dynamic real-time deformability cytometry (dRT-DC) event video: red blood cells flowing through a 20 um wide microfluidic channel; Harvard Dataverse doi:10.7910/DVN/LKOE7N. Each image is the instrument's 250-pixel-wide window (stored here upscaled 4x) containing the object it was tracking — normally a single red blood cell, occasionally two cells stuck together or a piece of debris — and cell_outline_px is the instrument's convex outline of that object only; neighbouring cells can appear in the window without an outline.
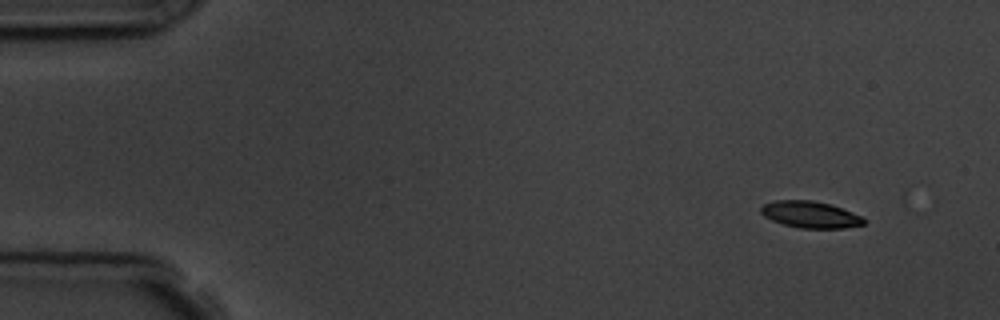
{"species": "common noctule bat (a hibernating species)", "species_latin": "Nyctalus noctula", "temperature_condition": "room temperature", "stored_images_in_passage": 5, "camera_frame_rate_fps": 3000, "um_per_image_px": 0.085, "animal": {"sex": "male", "body_mass_g": 19.5, "forearm_length_mm": 54.6}, "frame": {"image": 1, "passage_image": 1, "time_ms": 0.0, "image_size_px": [1000, 320], "cell_outline_px": [[864, 224], [844, 228], [800, 228], [784, 224], [772, 220], [764, 216], [760, 212], [760, 208], [764, 204], [776, 200], [812, 200], [832, 204], [852, 212], [860, 216], [864, 220]], "centroid_in_image_um": [68.86, 18.23], "position_along_channel_um": 16.1, "area_um2": 15.9}}
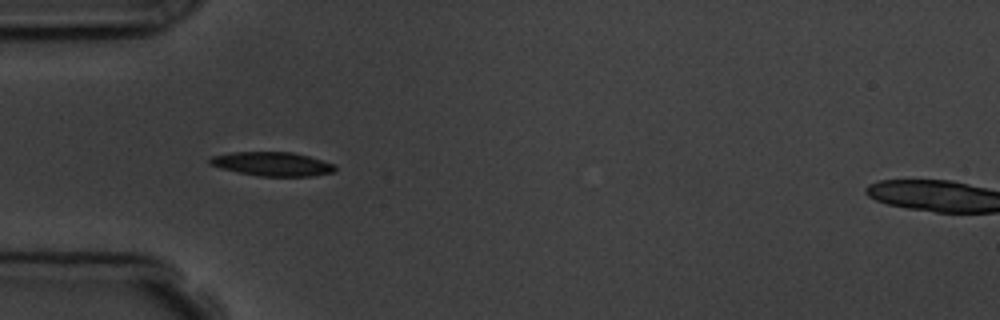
{"frame": {"image": 2, "passage_image": 4, "time_ms": 4.0, "image_size_px": [1000, 320], "cell_outline_px": [[336, 172], [312, 176], [260, 176], [220, 168], [208, 164], [208, 160], [212, 156], [232, 152], [292, 152], [308, 156], [336, 164]], "centroid_in_image_um": [23.17, 13.94], "position_along_channel_um": 61.8, "area_um2": 17.51}}